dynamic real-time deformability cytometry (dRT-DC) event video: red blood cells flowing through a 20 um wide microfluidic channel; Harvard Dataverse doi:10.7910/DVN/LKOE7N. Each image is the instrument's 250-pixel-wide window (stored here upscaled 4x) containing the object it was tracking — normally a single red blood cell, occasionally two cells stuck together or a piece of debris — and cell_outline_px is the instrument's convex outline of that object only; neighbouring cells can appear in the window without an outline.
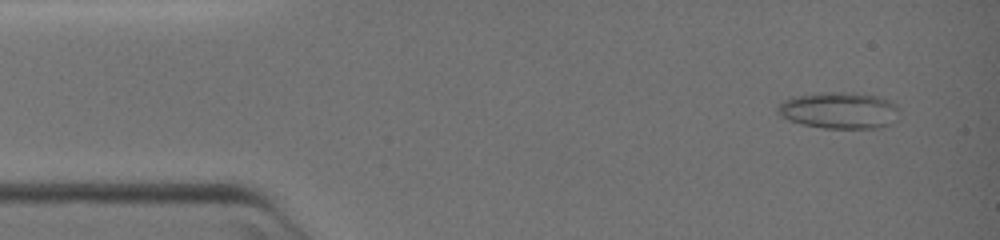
{"species": "common noctule bat (a hibernating species)", "species_latin": "Nyctalus noctula", "temperature_condition": "warm", "stored_images_in_passage": 56, "camera_frame_rate_fps": 3000, "um_per_image_px": 0.085, "animal": {"sex": "female", "body_mass_g": 19.0, "forearm_length_mm": 51.5}, "frame": {"image": 1, "passage_image": 4, "time_ms": 1.0, "image_size_px": [1000, 240], "cell_outline_px": [[896, 108], [888, 124], [880, 128], [824, 128], [800, 124], [788, 120], [776, 112], [776, 108], [784, 100], [792, 96], [820, 92], [852, 92], [876, 96], [892, 100], [896, 104]], "centroid_in_image_um": [71.23, 9.36], "position_along_channel_um": 13.8, "area_um2": 25.72}}
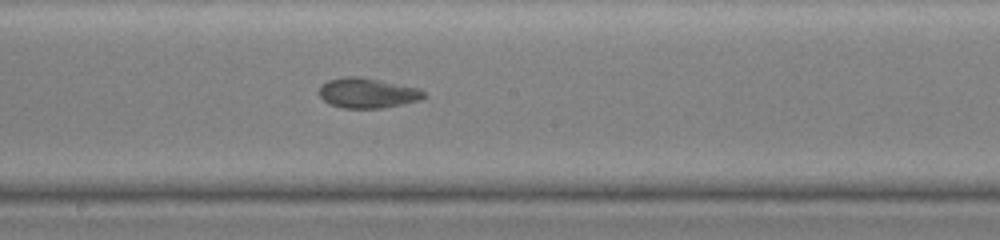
{"frame": {"image": 2, "passage_image": 30, "time_ms": 9.667, "image_size_px": [1000, 240], "cell_outline_px": [[428, 96], [404, 104], [384, 108], [344, 108], [328, 104], [320, 96], [320, 84], [328, 80], [344, 76], [360, 76], [420, 88]], "centroid_in_image_um": [31.23, 7.9], "position_along_channel_um": 217.0, "area_um2": 18.5}}
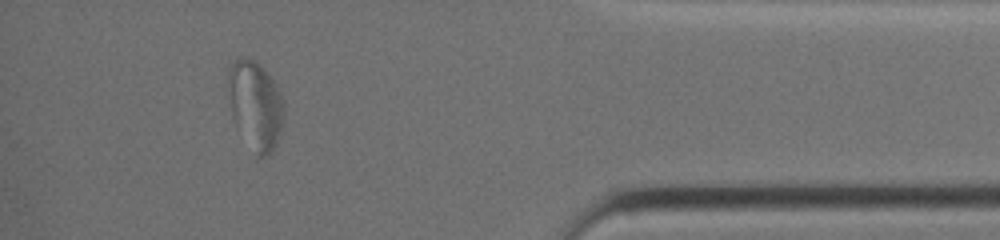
{"frame": {"image": 3, "passage_image": 50, "time_ms": 16.333, "image_size_px": [1000, 240], "cell_outline_px": [[284, 116], [280, 136], [276, 144], [264, 156], [256, 156], [236, 128], [232, 120], [224, 84], [228, 72], [232, 64], [236, 60], [244, 56], [252, 60], [268, 72], [280, 92], [284, 100]], "centroid_in_image_um": [21.66, 8.93], "position_along_channel_um": 413.5, "area_um2": 29.48}}